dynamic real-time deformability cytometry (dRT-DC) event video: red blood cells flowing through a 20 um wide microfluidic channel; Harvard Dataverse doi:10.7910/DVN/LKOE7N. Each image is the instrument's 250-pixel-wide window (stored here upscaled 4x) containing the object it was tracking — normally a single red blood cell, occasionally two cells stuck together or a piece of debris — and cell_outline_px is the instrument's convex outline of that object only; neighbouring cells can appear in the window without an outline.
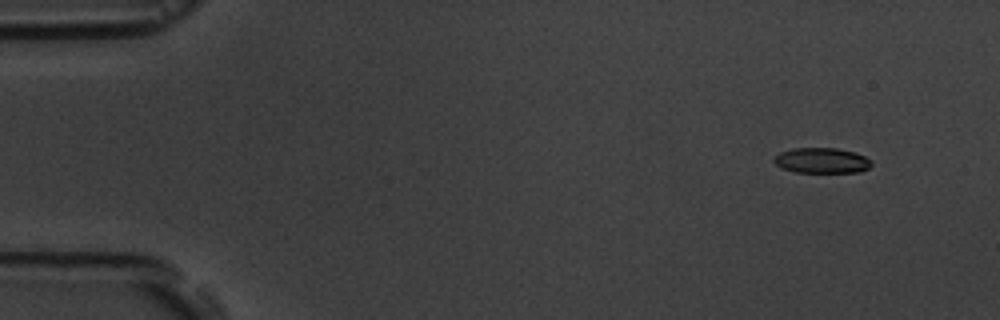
{"species": "common noctule bat (a hibernating species)", "species_latin": "Nyctalus noctula", "temperature_condition": "room temperature", "stored_images_in_passage": 6, "camera_frame_rate_fps": 3000, "um_per_image_px": 0.085, "animal": {"sex": "male", "body_mass_g": 19.5, "forearm_length_mm": 54.6}, "frame": {"image": 1, "passage_image": 2, "time_ms": 1.0, "image_size_px": [1000, 320], "cell_outline_px": [[872, 164], [868, 168], [860, 172], [796, 172], [780, 168], [772, 160], [772, 156], [780, 152], [792, 148], [836, 148], [856, 152], [872, 160]], "centroid_in_image_um": [69.82, 13.64], "position_along_channel_um": 15.2, "area_um2": 14.62}}
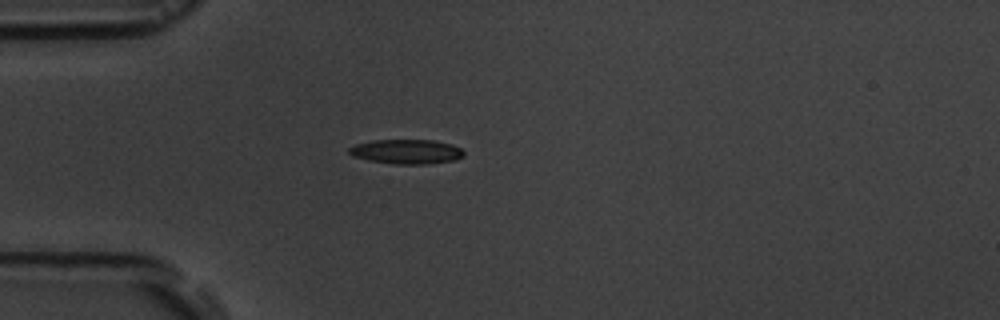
{"frame": {"image": 2, "passage_image": 5, "time_ms": 4.667, "image_size_px": [1000, 320], "cell_outline_px": [[464, 156], [456, 160], [424, 164], [392, 164], [368, 160], [352, 156], [348, 152], [348, 148], [356, 144], [372, 140], [432, 140], [452, 144], [460, 148], [464, 152]], "centroid_in_image_um": [34.54, 12.89], "position_along_channel_um": 50.5, "area_um2": 16.47}}